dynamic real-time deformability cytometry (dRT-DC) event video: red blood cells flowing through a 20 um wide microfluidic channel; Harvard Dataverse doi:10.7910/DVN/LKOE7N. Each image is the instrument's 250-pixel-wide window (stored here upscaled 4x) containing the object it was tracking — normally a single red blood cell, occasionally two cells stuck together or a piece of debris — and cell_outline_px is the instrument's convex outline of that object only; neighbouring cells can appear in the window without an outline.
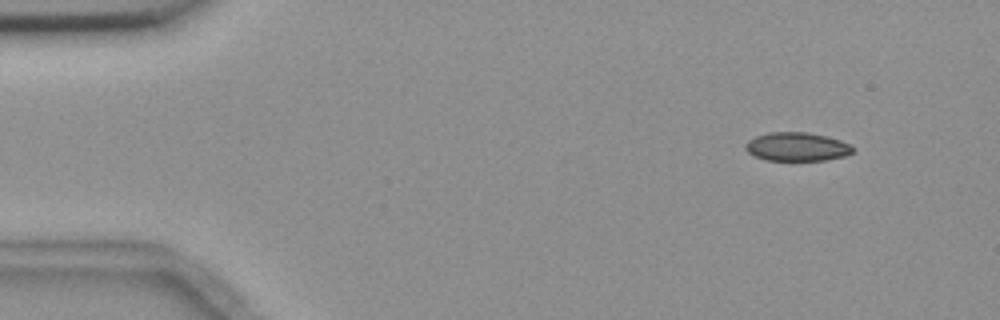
{"species": "common noctule bat (a hibernating species)", "species_latin": "Nyctalus noctula", "temperature_condition": "room temperature", "stored_images_in_passage": 4, "camera_frame_rate_fps": 3000, "um_per_image_px": 0.085, "animal": {"sex": "female", "body_mass_g": 18.4}, "frame": {"image": 1, "passage_image": 1, "time_ms": 0.0, "image_size_px": [1000, 320], "cell_outline_px": [[852, 152], [844, 156], [824, 160], [764, 160], [748, 152], [744, 148], [744, 144], [748, 140], [756, 136], [768, 132], [808, 132], [828, 136], [840, 140], [848, 144], [852, 148]], "centroid_in_image_um": [67.69, 12.46], "position_along_channel_um": 17.3, "area_um2": 17.86}}
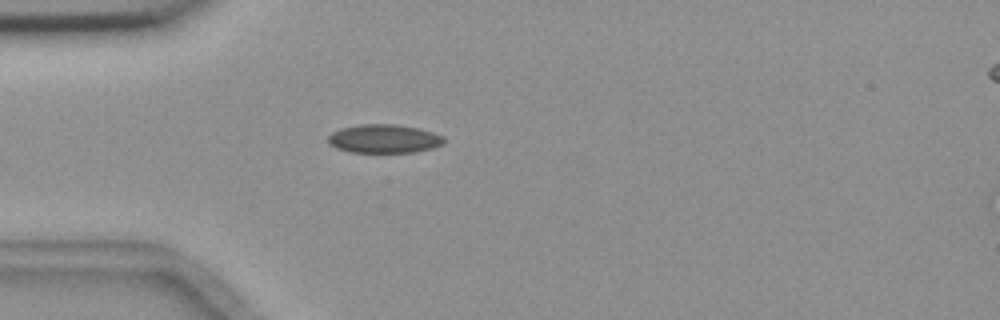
{"frame": {"image": 2, "passage_image": 3, "time_ms": 3.333, "image_size_px": [1000, 320], "cell_outline_px": [[444, 144], [432, 148], [416, 152], [352, 152], [336, 148], [328, 144], [328, 136], [332, 132], [340, 128], [360, 124], [396, 124], [416, 128], [432, 132], [444, 136]], "centroid_in_image_um": [32.63, 11.79], "position_along_channel_um": 52.4, "area_um2": 19.36}}